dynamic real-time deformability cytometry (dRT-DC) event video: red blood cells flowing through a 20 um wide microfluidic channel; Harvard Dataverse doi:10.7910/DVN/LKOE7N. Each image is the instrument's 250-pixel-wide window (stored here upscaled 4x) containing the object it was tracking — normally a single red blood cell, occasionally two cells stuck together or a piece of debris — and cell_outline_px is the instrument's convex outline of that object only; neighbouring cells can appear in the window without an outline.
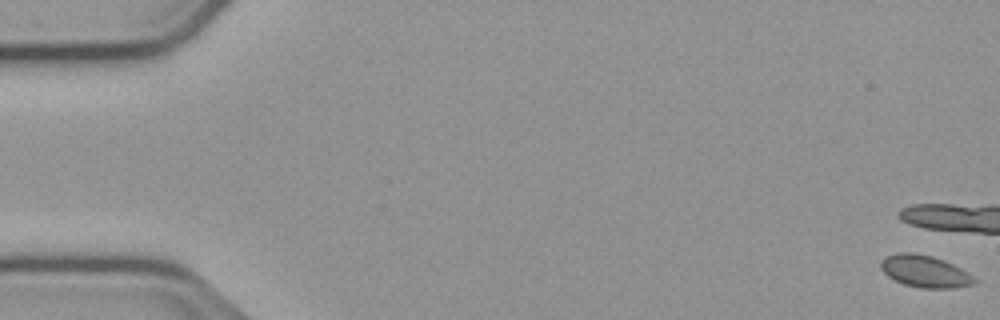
{"species": "common noctule bat (a hibernating species)", "species_latin": "Nyctalus noctula", "temperature_condition": "cold", "stored_images_in_passage": 8, "camera_frame_rate_fps": 3000, "um_per_image_px": 0.085, "animal": {"sex": "male", "body_mass_g": 23.1, "forearm_length_mm": 52.7}, "frame": {"image": 1, "passage_image": 1, "time_ms": 0.0, "image_size_px": [1000, 320], "cell_outline_px": [[976, 284], [952, 288], [920, 288], [904, 284], [888, 276], [880, 268], [880, 264], [888, 256], [896, 252], [916, 252], [932, 256], [944, 260], [968, 272], [976, 280]], "centroid_in_image_um": [78.63, 23.06], "position_along_channel_um": 6.4, "area_um2": 17.4}}